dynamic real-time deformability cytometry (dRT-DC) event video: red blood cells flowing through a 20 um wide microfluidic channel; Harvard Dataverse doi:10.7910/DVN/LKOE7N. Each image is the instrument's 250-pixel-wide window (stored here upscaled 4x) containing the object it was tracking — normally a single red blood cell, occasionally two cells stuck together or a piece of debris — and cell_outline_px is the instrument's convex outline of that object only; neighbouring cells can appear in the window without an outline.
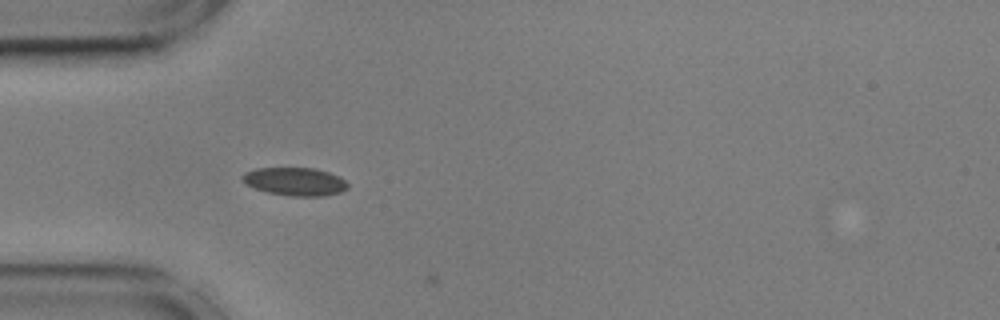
{"species": "common noctule bat (a hibernating species)", "species_latin": "Nyctalus noctula", "temperature_condition": "cold", "stored_images_in_passage": 3, "camera_frame_rate_fps": 3000, "um_per_image_px": 0.085, "animal": {"sex": "male", "body_mass_g": 17.9, "forearm_length_mm": 54.2}, "frame": {"image": 1, "passage_image": 2, "time_ms": 0.333, "image_size_px": [1000, 320], "cell_outline_px": [[348, 188], [340, 192], [324, 196], [292, 196], [268, 192], [244, 184], [240, 176], [244, 172], [256, 168], [316, 168], [340, 176], [348, 184]], "centroid_in_image_um": [25.06, 15.42], "position_along_channel_um": 59.9, "area_um2": 17.34}}